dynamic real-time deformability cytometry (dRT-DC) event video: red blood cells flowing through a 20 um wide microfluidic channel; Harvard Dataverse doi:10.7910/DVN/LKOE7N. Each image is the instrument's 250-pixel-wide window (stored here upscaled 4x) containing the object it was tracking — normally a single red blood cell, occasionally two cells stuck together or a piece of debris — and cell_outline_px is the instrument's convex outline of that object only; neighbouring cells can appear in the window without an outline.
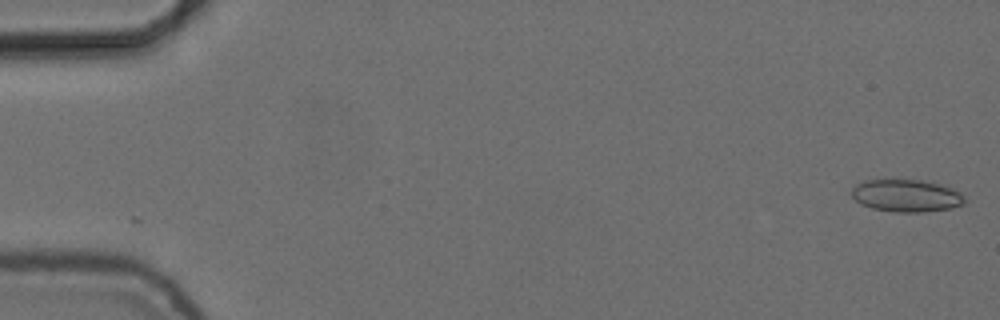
{"species": "common noctule bat (a hibernating species)", "species_latin": "Nyctalus noctula", "temperature_condition": "cold", "stored_images_in_passage": 19, "camera_frame_rate_fps": 3000, "um_per_image_px": 0.085, "animal": {"sex": "female", "body_mass_g": 24.6, "forearm_length_mm": 56.2}, "frame": {"image": 1, "passage_image": 1, "time_ms": 0.0, "image_size_px": [1000, 320], "cell_outline_px": [[964, 204], [948, 208], [924, 212], [896, 212], [872, 208], [860, 204], [852, 196], [852, 188], [856, 184], [864, 180], [892, 176], [920, 180], [952, 188], [960, 192], [964, 196]], "centroid_in_image_um": [76.97, 16.58], "position_along_channel_um": 8.0, "area_um2": 21.91}}
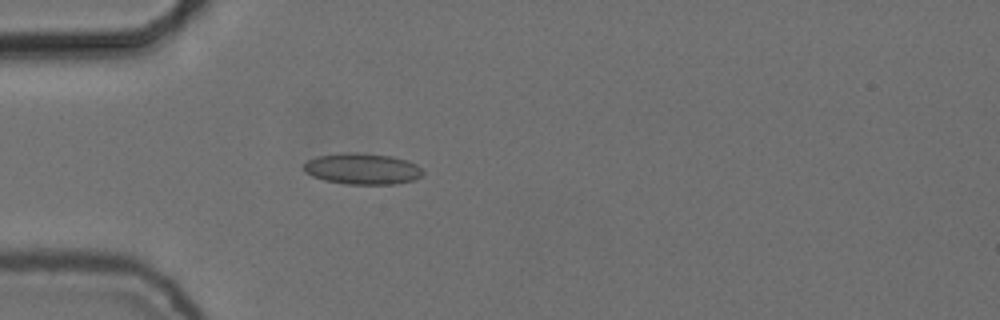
{"frame": {"image": 2, "passage_image": 16, "time_ms": 5.0, "image_size_px": [1000, 320], "cell_outline_px": [[424, 172], [420, 176], [412, 180], [396, 184], [348, 184], [324, 180], [312, 176], [304, 172], [304, 164], [308, 160], [316, 156], [344, 152], [356, 152], [392, 156], [408, 160], [416, 164]], "centroid_in_image_um": [30.78, 14.34], "position_along_channel_um": 54.2, "area_um2": 21.68}}